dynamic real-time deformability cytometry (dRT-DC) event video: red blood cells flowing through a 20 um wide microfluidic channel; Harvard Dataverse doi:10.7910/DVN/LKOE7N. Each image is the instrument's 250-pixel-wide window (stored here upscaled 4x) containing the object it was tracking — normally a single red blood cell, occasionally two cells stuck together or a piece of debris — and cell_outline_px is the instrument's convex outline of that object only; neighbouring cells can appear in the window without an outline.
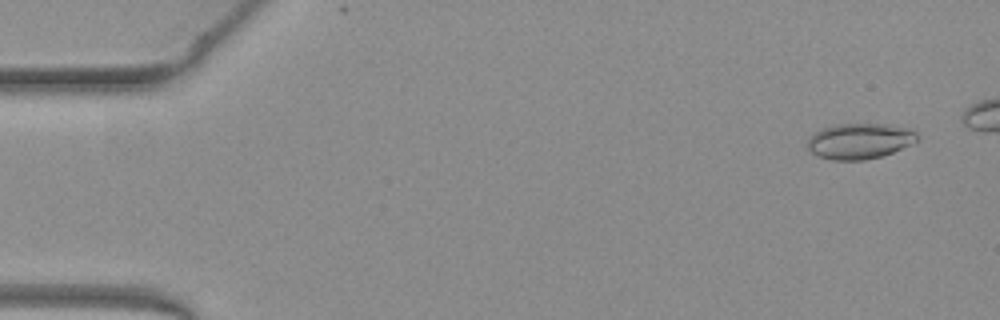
{"species": "common noctule bat (a hibernating species)", "species_latin": "Nyctalus noctula", "temperature_condition": "warm", "stored_images_in_passage": 45, "camera_frame_rate_fps": 3000, "um_per_image_px": 0.085, "animal": {"sex": "female", "body_mass_g": 19.3, "forearm_length_mm": 54.1}, "frame": {"image": 1, "passage_image": 3, "time_ms": 0.667, "image_size_px": [1000, 320], "cell_outline_px": [[920, 136], [912, 144], [892, 152], [880, 156], [864, 160], [832, 160], [808, 152], [808, 136], [824, 128], [836, 124], [884, 124], [912, 128]], "centroid_in_image_um": [73.08, 11.98], "position_along_channel_um": 11.9, "area_um2": 22.83}}
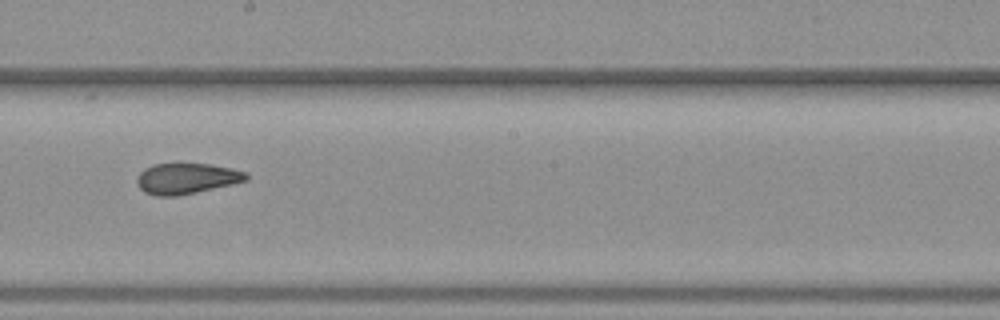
{"frame": {"image": 2, "passage_image": 29, "time_ms": 9.333, "image_size_px": [1000, 320], "cell_outline_px": [[248, 180], [232, 184], [196, 192], [176, 196], [156, 196], [144, 192], [140, 188], [136, 180], [136, 176], [144, 168], [152, 164], [212, 164], [232, 168], [244, 172], [248, 176]], "centroid_in_image_um": [15.82, 15.17], "position_along_channel_um": 232.4, "area_um2": 19.54}}
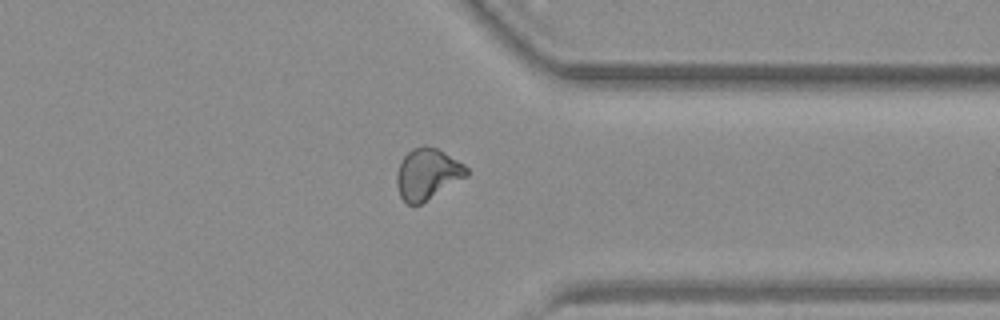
{"frame": {"image": 3, "passage_image": 40, "time_ms": 13.0, "image_size_px": [1000, 320], "cell_outline_px": [[468, 176], [420, 204], [408, 204], [400, 196], [396, 184], [396, 176], [400, 160], [412, 148], [424, 144], [436, 148], [444, 152], [464, 164], [468, 168]], "centroid_in_image_um": [36.32, 14.77], "position_along_channel_um": 375.1, "area_um2": 20.81}, "authors_computed_cell_mechanics": {"area_um2": 20.4612, "velocity_mm_per_s": 4.0067, "shape_relaxation_time_tau1_ms": null, "shape_relaxation_time_tau2_ms": 1.7971, "deformation_change_tau1": null, "deformation_change_tau2": 0.0593}}